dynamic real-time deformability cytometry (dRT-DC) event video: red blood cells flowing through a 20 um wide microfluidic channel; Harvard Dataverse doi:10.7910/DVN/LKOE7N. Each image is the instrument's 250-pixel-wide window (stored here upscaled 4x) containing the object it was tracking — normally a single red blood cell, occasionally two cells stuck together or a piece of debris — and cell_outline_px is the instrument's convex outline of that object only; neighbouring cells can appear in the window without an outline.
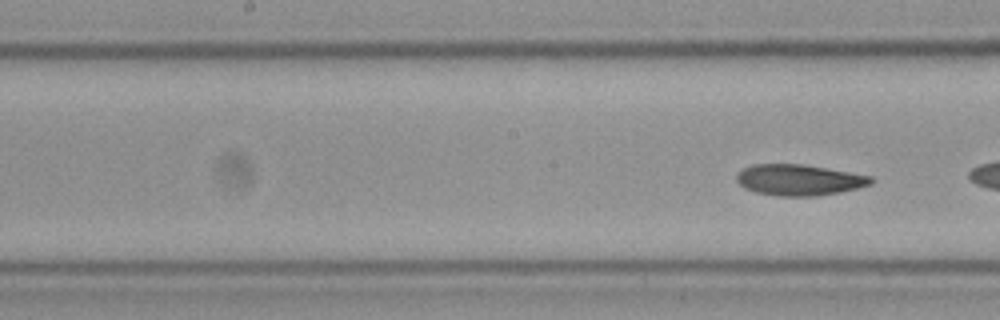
{"species": "Egyptian fruit bat (a non-hibernating species)", "species_latin": "Rousettus aegyptiacus", "temperature_condition": "cold", "stored_images_in_passage": 10, "segment_of_instrument_passage": [2, 2], "camera_frame_rate_fps": 3000, "um_per_image_px": 0.085, "frame": {"image": 1, "passage_image": 10, "time_ms": 3.0, "image_size_px": [1000, 320], "cell_outline_px": [[876, 180], [872, 184], [840, 192], [816, 196], [780, 196], [756, 192], [744, 188], [736, 180], [736, 176], [744, 168], [752, 164], [800, 164], [872, 176]], "centroid_in_image_um": [67.93, 15.3], "position_along_channel_um": 180.3, "area_um2": 24.1}}